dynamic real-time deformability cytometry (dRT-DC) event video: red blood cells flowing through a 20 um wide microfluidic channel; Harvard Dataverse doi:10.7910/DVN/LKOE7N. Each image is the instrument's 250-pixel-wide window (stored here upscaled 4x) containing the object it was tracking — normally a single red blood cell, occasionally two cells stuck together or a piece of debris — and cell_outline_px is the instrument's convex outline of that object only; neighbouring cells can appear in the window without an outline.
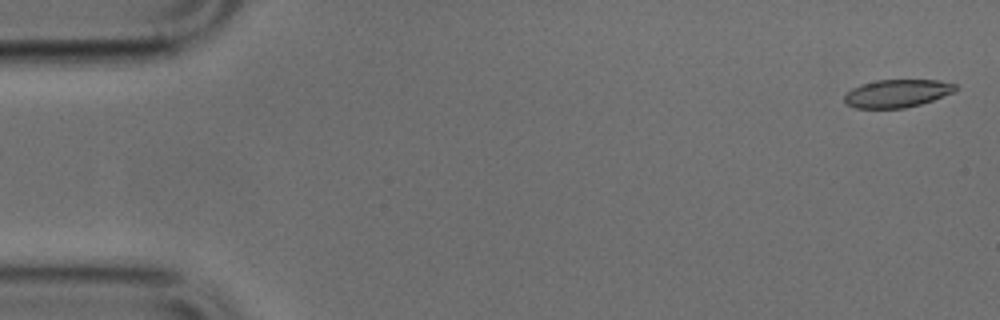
{"species": "common noctule bat (a hibernating species)", "species_latin": "Nyctalus noctula", "temperature_condition": "cold", "stored_images_in_passage": 51, "camera_frame_rate_fps": 3000, "um_per_image_px": 0.085, "animal": {"sex": "male", "body_mass_g": 17.9, "forearm_length_mm": 54.2}, "frame": {"image": 1, "passage_image": 2, "time_ms": 0.333, "image_size_px": [1000, 320], "cell_outline_px": [[956, 88], [952, 92], [932, 100], [920, 104], [904, 108], [856, 108], [848, 104], [844, 100], [844, 96], [852, 88], [876, 80], [936, 80], [956, 84]], "centroid_in_image_um": [76.23, 7.94], "position_along_channel_um": 8.8, "area_um2": 17.69}}
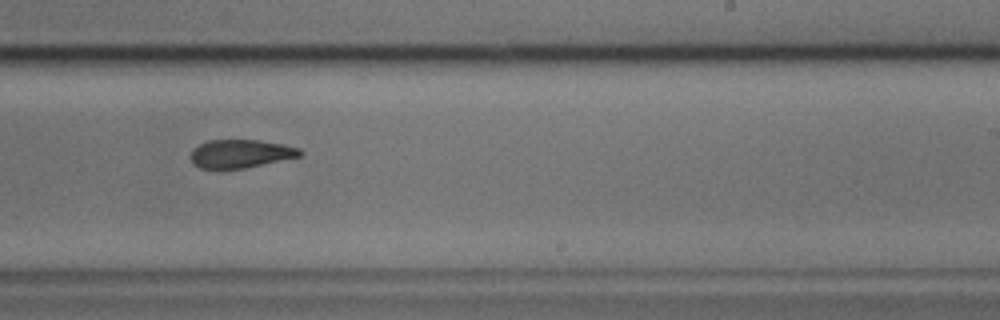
{"frame": {"image": 2, "passage_image": 31, "time_ms": 10.0, "image_size_px": [1000, 320], "cell_outline_px": [[304, 152], [300, 156], [244, 168], [200, 168], [192, 160], [192, 152], [200, 144], [208, 140], [260, 140], [284, 144], [300, 148]], "centroid_in_image_um": [20.52, 13.05], "position_along_channel_um": 268.5, "area_um2": 17.69}}
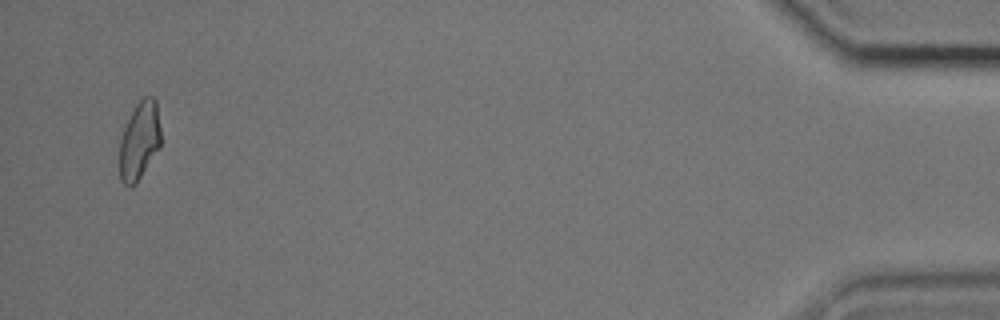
{"frame": {"image": 3, "passage_image": 49, "time_ms": 16.0, "image_size_px": [1000, 320], "cell_outline_px": [[160, 148], [136, 184], [132, 188], [128, 188], [120, 180], [120, 140], [124, 128], [136, 104], [144, 96], [152, 96], [156, 100], [160, 128]], "centroid_in_image_um": [11.86, 12.0], "position_along_channel_um": 423.3, "area_um2": 18.84}}